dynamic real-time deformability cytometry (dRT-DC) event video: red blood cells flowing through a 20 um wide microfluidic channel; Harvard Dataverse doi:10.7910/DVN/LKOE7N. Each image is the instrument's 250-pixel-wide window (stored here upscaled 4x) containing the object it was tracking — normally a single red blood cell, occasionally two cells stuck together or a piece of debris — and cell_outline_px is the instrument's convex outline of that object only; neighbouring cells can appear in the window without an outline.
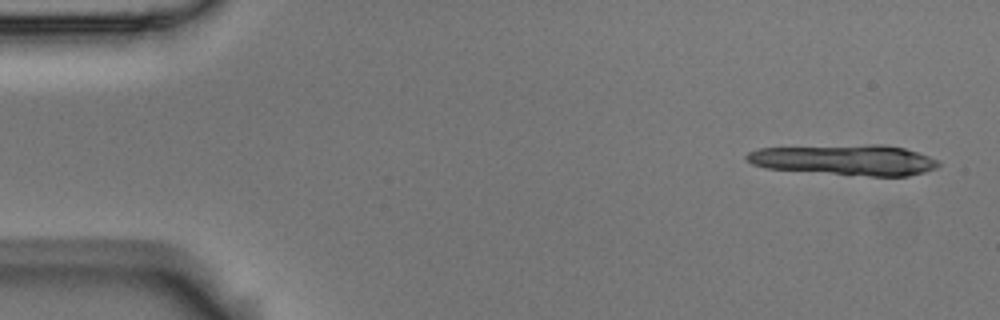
{"species": "Egyptian fruit bat (a non-hibernating species)", "species_latin": "Rousettus aegyptiacus", "temperature_condition": "room temperature", "stored_images_in_passage": 6, "segment_of_instrument_passage": [1, 2], "camera_frame_rate_fps": 3000, "um_per_image_px": 0.085, "animal": {"sex": "male"}, "frame": {"image": 1, "passage_image": 1, "time_ms": 0.0, "image_size_px": [1000, 320], "cell_outline_px": [[940, 164], [936, 168], [924, 172], [908, 176], [872, 176], [764, 168], [752, 164], [744, 156], [748, 152], [760, 148], [872, 144], [884, 144], [904, 148], [940, 160]], "centroid_in_image_um": [71.85, 13.58], "position_along_channel_um": 13.1, "area_um2": 34.04}}
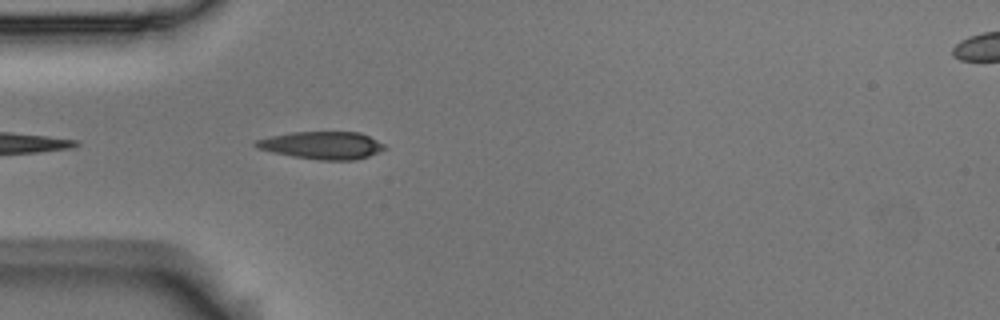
{"frame": {"image": 2, "passage_image": 5, "time_ms": 1.333, "image_size_px": [1000, 320], "cell_outline_px": [[388, 148], [368, 156], [356, 160], [320, 160], [292, 156], [272, 152], [260, 148], [252, 144], [256, 140], [272, 136], [292, 132], [360, 132], [384, 144]], "centroid_in_image_um": [27.4, 12.35], "position_along_channel_um": 57.6, "area_um2": 20.52}}